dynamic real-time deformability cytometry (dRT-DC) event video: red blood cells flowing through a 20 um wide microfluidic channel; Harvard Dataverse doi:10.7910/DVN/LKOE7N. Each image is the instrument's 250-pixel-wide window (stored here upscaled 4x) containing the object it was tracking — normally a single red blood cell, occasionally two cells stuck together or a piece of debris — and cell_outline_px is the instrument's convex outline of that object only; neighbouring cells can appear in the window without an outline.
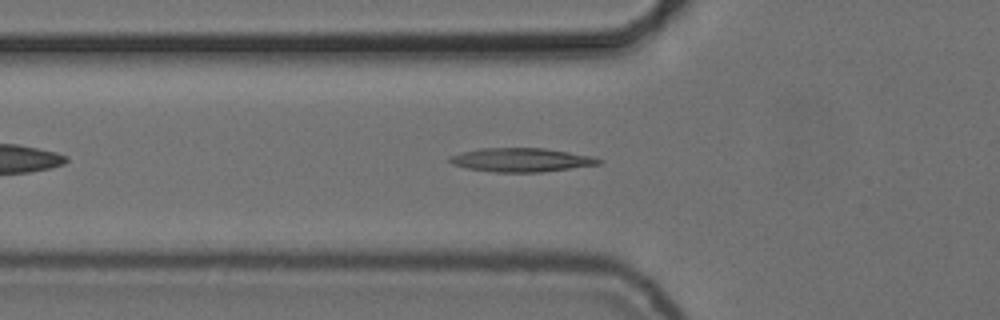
{"species": "common noctule bat (a hibernating species)", "species_latin": "Nyctalus noctula", "temperature_condition": "cold", "stored_images_in_passage": 44, "segment_of_instrument_passage": [1, 2], "camera_frame_rate_fps": 3000, "um_per_image_px": 0.085, "animal": {"sex": "female", "body_mass_g": 24.6, "forearm_length_mm": 56.2}, "frame": {"image": 1, "passage_image": 8, "time_ms": 2.333, "image_size_px": [1000, 320], "cell_outline_px": [[604, 160], [600, 164], [540, 172], [496, 172], [468, 168], [452, 164], [448, 160], [448, 156], [480, 148], [544, 148], [592, 156]], "centroid_in_image_um": [44.31, 13.59], "position_along_channel_um": 81.5, "area_um2": 20.46}}
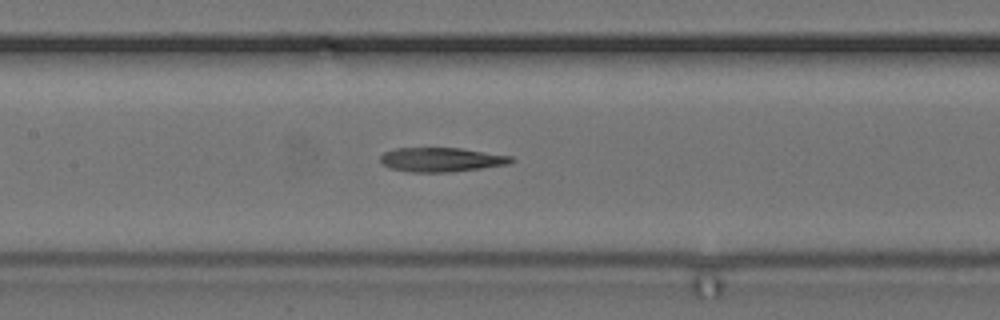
{"frame": {"image": 2, "passage_image": 15, "time_ms": 4.667, "image_size_px": [1000, 320], "cell_outline_px": [[516, 160], [508, 164], [452, 172], [412, 172], [392, 168], [384, 164], [380, 160], [380, 156], [384, 152], [396, 148], [460, 148], [512, 156]], "centroid_in_image_um": [37.54, 13.56], "position_along_channel_um": 169.9, "area_um2": 18.32}}
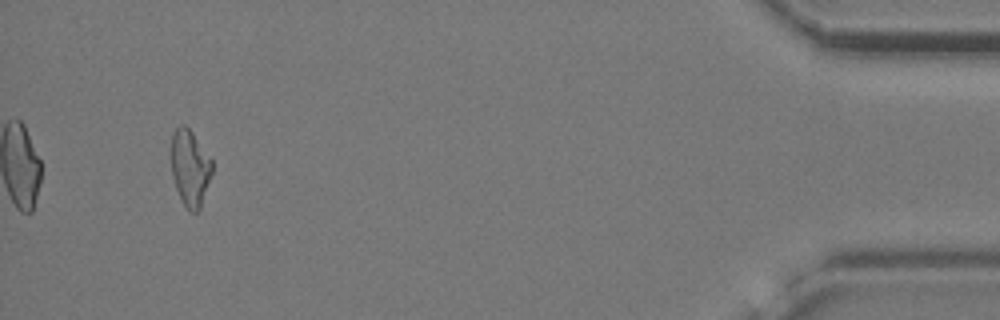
{"frame": {"image": 3, "passage_image": 41, "time_ms": 13.333, "image_size_px": [1000, 320], "cell_outline_px": [[212, 172], [200, 208], [196, 212], [188, 212], [180, 200], [172, 176], [168, 152], [172, 132], [180, 124], [184, 124], [192, 132], [212, 160]], "centroid_in_image_um": [16.09, 14.25], "position_along_channel_um": 419.1, "area_um2": 18.73}}